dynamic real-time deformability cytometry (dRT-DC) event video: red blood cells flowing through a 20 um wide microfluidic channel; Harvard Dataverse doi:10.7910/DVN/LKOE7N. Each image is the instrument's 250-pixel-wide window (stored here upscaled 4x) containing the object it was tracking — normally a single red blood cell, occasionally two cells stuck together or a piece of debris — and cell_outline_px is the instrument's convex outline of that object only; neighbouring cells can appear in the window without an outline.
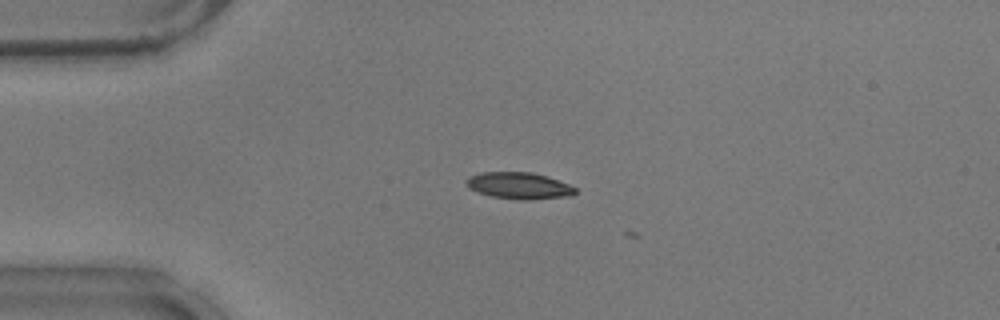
{"species": "common noctule bat (a hibernating species)", "species_latin": "Nyctalus noctula", "temperature_condition": "warm", "stored_images_in_passage": 3, "camera_frame_rate_fps": 3000, "um_per_image_px": 0.085, "animal": {"sex": "male", "body_mass_g": 17.9}, "frame": {"image": 1, "passage_image": 2, "time_ms": 0.333, "image_size_px": [1000, 320], "cell_outline_px": [[576, 192], [572, 196], [528, 200], [520, 200], [492, 196], [468, 188], [464, 180], [468, 176], [480, 172], [532, 172], [548, 176], [568, 184], [576, 188]], "centroid_in_image_um": [44.11, 15.77], "position_along_channel_um": 40.9, "area_um2": 17.05}}